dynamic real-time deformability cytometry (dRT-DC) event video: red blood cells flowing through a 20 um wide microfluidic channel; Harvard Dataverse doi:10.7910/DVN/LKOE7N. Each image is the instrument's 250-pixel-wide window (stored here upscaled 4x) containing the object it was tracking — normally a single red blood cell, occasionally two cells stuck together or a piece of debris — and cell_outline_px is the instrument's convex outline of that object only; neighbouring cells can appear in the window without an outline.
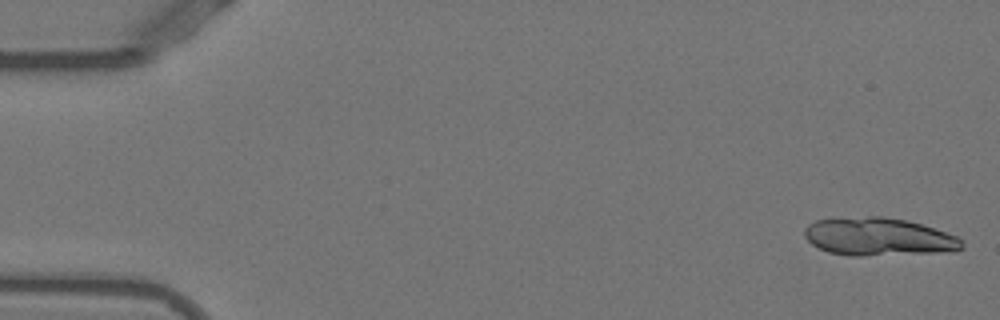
{"species": "Egyptian fruit bat (a non-hibernating species)", "species_latin": "Rousettus aegyptiacus", "temperature_condition": "warm", "stored_images_in_passage": 13, "camera_frame_rate_fps": 3000, "um_per_image_px": 0.085, "animal": {"sex": "female"}, "frame": {"image": 1, "passage_image": 1, "time_ms": 0.0, "image_size_px": [1000, 320], "cell_outline_px": [[964, 248], [932, 252], [860, 256], [852, 256], [828, 252], [812, 244], [804, 236], [804, 228], [808, 224], [816, 220], [868, 216], [884, 216], [908, 220], [956, 236], [964, 240]], "centroid_in_image_um": [74.63, 20.11], "position_along_channel_um": 10.4, "area_um2": 34.45}}